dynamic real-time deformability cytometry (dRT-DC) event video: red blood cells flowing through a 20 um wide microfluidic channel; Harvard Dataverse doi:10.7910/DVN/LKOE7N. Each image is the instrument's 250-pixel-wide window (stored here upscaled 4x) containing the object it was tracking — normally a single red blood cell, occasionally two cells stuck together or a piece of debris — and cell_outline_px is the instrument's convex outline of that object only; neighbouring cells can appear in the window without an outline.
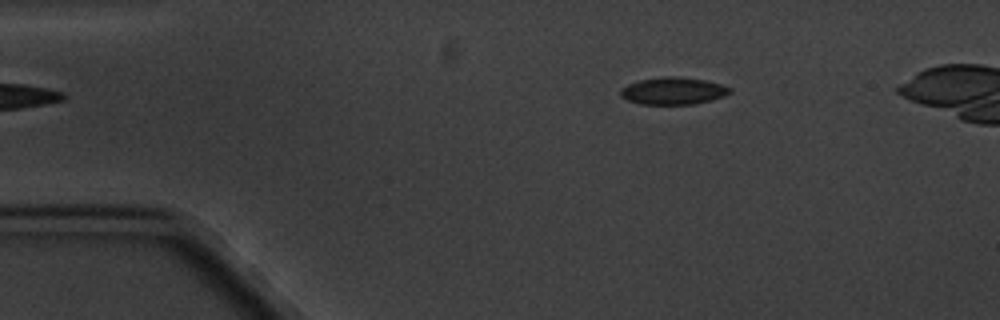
{"species": "common noctule bat (a hibernating species)", "species_latin": "Nyctalus noctula", "temperature_condition": "cold", "stored_images_in_passage": 2, "camera_frame_rate_fps": 3000, "um_per_image_px": 0.085, "animal": {"sex": "male", "body_mass_g": 20.1, "forearm_length_mm": 53.5}, "frame": {"image": 1, "passage_image": 2, "time_ms": 1.0, "image_size_px": [1000, 320], "cell_outline_px": [[732, 92], [724, 96], [712, 100], [692, 104], [640, 104], [628, 100], [620, 96], [620, 88], [628, 84], [640, 80], [664, 76], [676, 76], [704, 80], [720, 84], [732, 88]], "centroid_in_image_um": [57.22, 7.72], "position_along_channel_um": 27.8, "area_um2": 17.34}}